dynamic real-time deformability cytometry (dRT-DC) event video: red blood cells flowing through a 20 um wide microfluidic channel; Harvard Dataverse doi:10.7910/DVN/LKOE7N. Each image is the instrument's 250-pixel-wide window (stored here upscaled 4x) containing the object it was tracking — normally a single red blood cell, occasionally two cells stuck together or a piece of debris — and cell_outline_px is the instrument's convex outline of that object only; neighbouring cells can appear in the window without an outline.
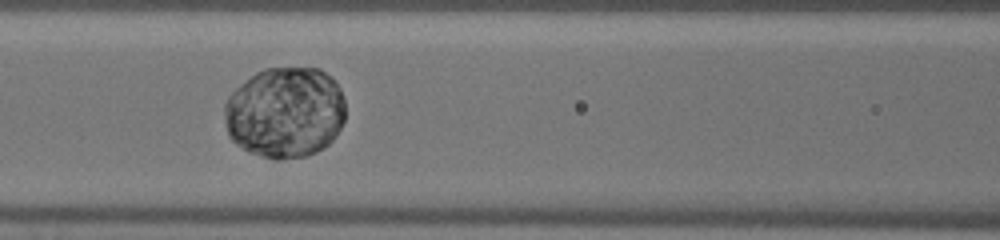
{"species": "human", "species_latin": "Homo sapiens", "temperature_condition": "warm", "stored_images_in_passage": 45, "camera_frame_rate_fps": 3000, "um_per_image_px": 0.085, "donor": {"sex": "male"}, "frame": {"image": 1, "passage_image": 18, "time_ms": 5.667, "image_size_px": [1000, 240], "cell_outline_px": [[344, 120], [336, 136], [324, 148], [316, 152], [304, 156], [280, 160], [276, 160], [248, 152], [236, 144], [228, 136], [224, 120], [224, 104], [228, 96], [240, 84], [256, 72], [264, 68], [320, 68], [332, 76], [340, 88], [344, 100]], "centroid_in_image_um": [24.22, 9.56], "position_along_channel_um": 142.4, "area_um2": 64.97}}
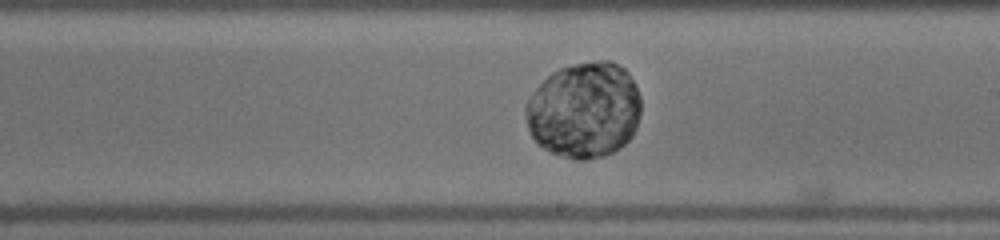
{"frame": {"image": 2, "passage_image": 25, "time_ms": 8.0, "image_size_px": [1000, 240], "cell_outline_px": [[640, 112], [636, 128], [632, 136], [624, 144], [612, 152], [600, 156], [584, 160], [576, 160], [552, 152], [536, 144], [528, 128], [524, 112], [524, 108], [528, 100], [536, 88], [552, 72], [560, 68], [572, 64], [600, 60], [612, 60], [620, 64], [628, 72], [636, 84], [640, 96]], "centroid_in_image_um": [49.67, 9.34], "position_along_channel_um": 239.3, "area_um2": 64.74}}
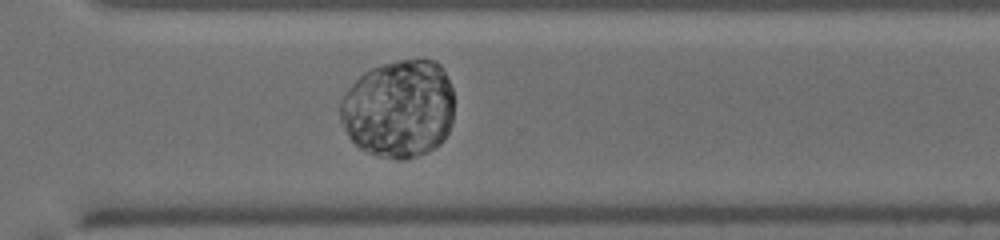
{"frame": {"image": 3, "passage_image": 32, "time_ms": 10.333, "image_size_px": [1000, 240], "cell_outline_px": [[452, 124], [444, 140], [436, 148], [428, 152], [404, 160], [396, 160], [376, 156], [364, 152], [348, 136], [340, 120], [340, 104], [344, 96], [352, 84], [364, 72], [372, 68], [384, 64], [400, 60], [436, 60], [440, 64], [452, 88]], "centroid_in_image_um": [33.9, 9.28], "position_along_channel_um": 336.7, "area_um2": 65.37}}